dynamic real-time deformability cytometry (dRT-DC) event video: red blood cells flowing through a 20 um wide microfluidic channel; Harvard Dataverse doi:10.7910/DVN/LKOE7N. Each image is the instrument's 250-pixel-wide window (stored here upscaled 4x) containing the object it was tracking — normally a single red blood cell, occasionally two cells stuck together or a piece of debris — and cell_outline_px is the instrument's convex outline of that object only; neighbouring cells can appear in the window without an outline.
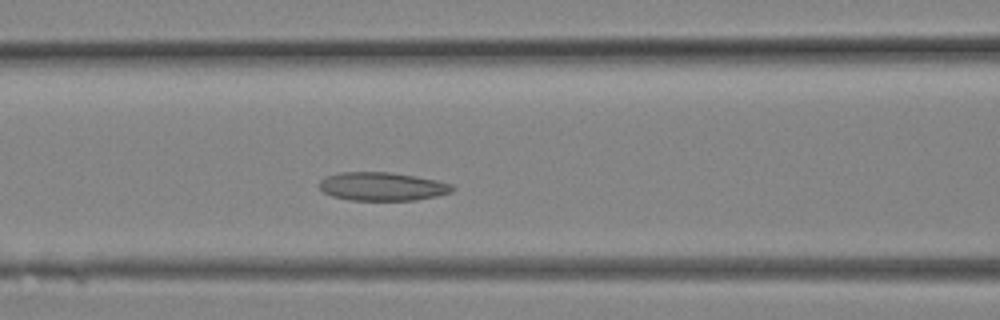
{"species": "Egyptian fruit bat (a non-hibernating species)", "species_latin": "Rousettus aegyptiacus", "temperature_condition": "room temperature", "stored_images_in_passage": 7, "camera_frame_rate_fps": 3000, "um_per_image_px": 0.085, "animal": {"sex": "female"}, "frame": {"image": 1, "passage_image": 7, "time_ms": 2.0, "image_size_px": [1000, 320], "cell_outline_px": [[456, 188], [452, 192], [436, 196], [416, 200], [348, 200], [332, 196], [324, 192], [320, 188], [320, 180], [324, 176], [340, 172], [392, 172], [416, 176], [436, 180], [452, 184]], "centroid_in_image_um": [32.5, 15.84], "position_along_channel_um": 134.1, "area_um2": 22.2}}